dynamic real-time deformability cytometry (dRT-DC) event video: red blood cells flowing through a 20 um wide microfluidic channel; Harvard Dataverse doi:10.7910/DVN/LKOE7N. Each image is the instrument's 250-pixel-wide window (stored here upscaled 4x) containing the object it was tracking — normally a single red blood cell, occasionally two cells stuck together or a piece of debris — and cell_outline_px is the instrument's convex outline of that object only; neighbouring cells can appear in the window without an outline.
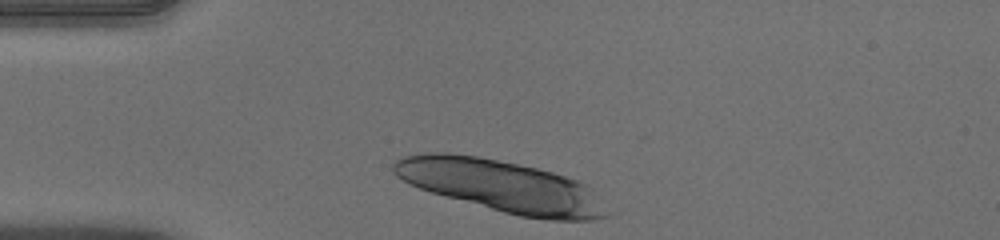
{"species": "human", "species_latin": "Homo sapiens", "temperature_condition": "warm", "stored_images_in_passage": 27, "camera_frame_rate_fps": 3000, "um_per_image_px": 0.085, "donor": {"sex": "male"}, "frame": {"image": 1, "passage_image": 1, "time_ms": 0.0, "image_size_px": [1000, 240], "cell_outline_px": [[608, 216], [596, 220], [548, 220], [520, 216], [504, 212], [432, 192], [420, 188], [396, 176], [392, 172], [392, 164], [396, 160], [404, 156], [432, 152], [448, 152], [476, 156], [536, 168], [552, 172], [588, 184]], "centroid_in_image_um": [42.59, 15.81], "position_along_channel_um": 42.4, "area_um2": 63.41}}
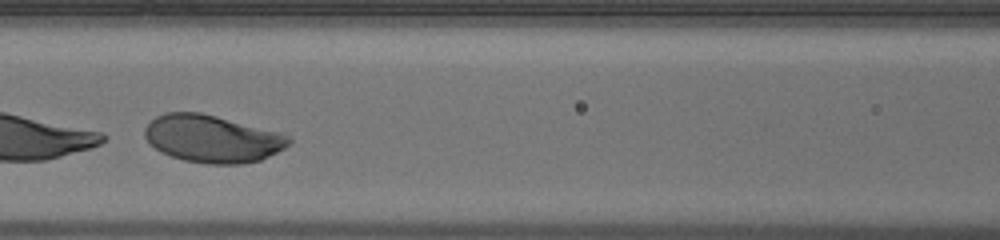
{"frame": {"image": 2, "passage_image": 12, "time_ms": 3.667, "image_size_px": [1000, 240], "cell_outline_px": [[292, 140], [284, 148], [260, 160], [244, 164], [208, 164], [184, 160], [160, 152], [144, 136], [144, 128], [156, 116], [164, 112], [200, 112], [284, 132], [292, 136]], "centroid_in_image_um": [18.09, 11.78], "position_along_channel_um": 148.5, "area_um2": 40.11}}
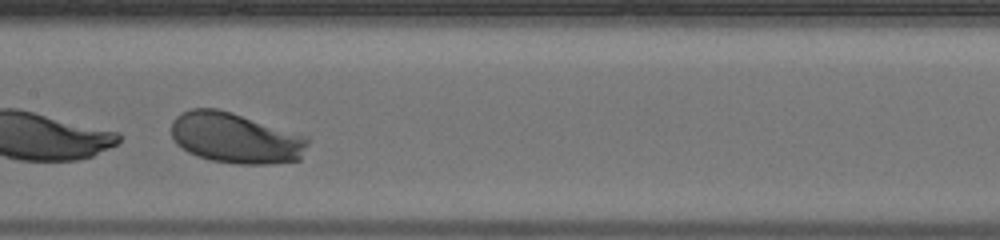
{"frame": {"image": 3, "passage_image": 15, "time_ms": 4.667, "image_size_px": [1000, 240], "cell_outline_px": [[308, 144], [300, 160], [268, 164], [236, 164], [212, 160], [196, 156], [188, 152], [176, 144], [172, 136], [172, 120], [176, 116], [192, 108], [216, 108], [232, 112], [308, 136]], "centroid_in_image_um": [20.03, 11.73], "position_along_channel_um": 187.4, "area_um2": 40.4}}